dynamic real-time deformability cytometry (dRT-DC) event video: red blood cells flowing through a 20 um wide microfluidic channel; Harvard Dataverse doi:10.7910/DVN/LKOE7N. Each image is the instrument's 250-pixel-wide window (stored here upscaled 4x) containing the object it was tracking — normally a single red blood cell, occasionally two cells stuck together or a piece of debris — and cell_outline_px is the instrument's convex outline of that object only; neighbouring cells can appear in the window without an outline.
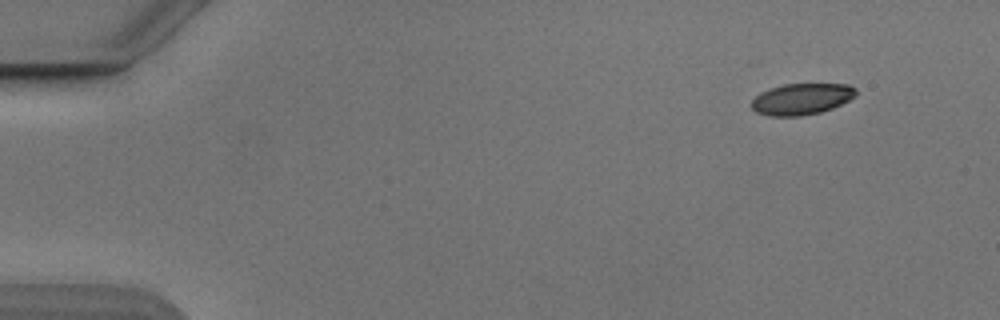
{"species": "Egyptian fruit bat (a non-hibernating species)", "species_latin": "Rousettus aegyptiacus", "temperature_condition": "cold", "stored_images_in_passage": 22, "camera_frame_rate_fps": 3000, "um_per_image_px": 0.085, "animal": {"sex": "male"}, "frame": {"image": 1, "passage_image": 1, "time_ms": 0.0, "image_size_px": [1000, 320], "cell_outline_px": [[856, 96], [832, 108], [820, 112], [800, 116], [768, 116], [756, 112], [752, 108], [752, 100], [760, 92], [784, 84], [848, 84], [856, 88]], "centroid_in_image_um": [68.13, 8.42], "position_along_channel_um": 16.9, "area_um2": 18.96}}
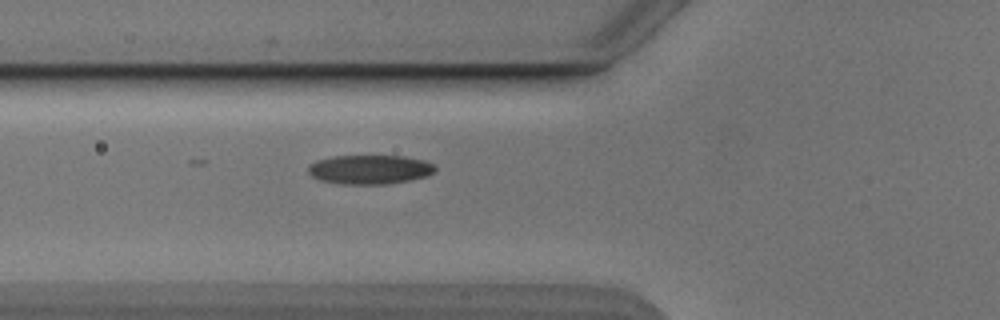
{"frame": {"image": 2, "passage_image": 16, "time_ms": 5.0, "image_size_px": [1000, 320], "cell_outline_px": [[436, 172], [428, 176], [388, 184], [344, 184], [320, 180], [312, 176], [308, 172], [308, 164], [316, 160], [332, 156], [404, 156], [424, 160], [436, 164]], "centroid_in_image_um": [31.45, 14.4], "position_along_channel_um": 94.3, "area_um2": 21.79}}
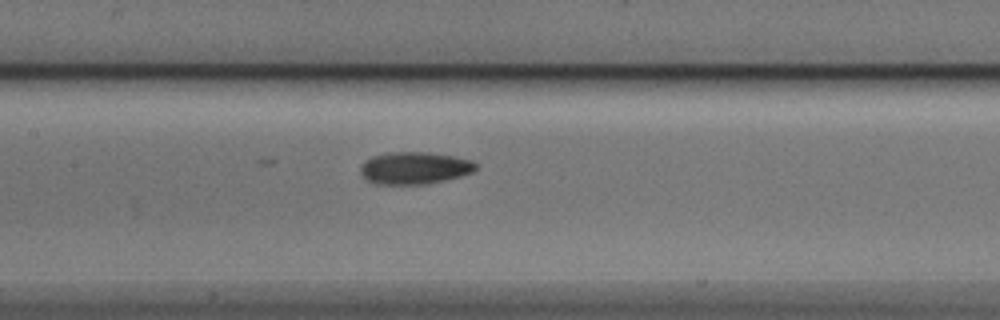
{"frame": {"image": 3, "passage_image": 22, "time_ms": 7.0, "image_size_px": [1000, 320], "cell_outline_px": [[476, 168], [472, 172], [460, 176], [444, 180], [424, 184], [376, 184], [368, 180], [360, 172], [360, 164], [364, 160], [372, 156], [388, 152], [428, 152], [452, 156], [472, 160], [476, 164]], "centroid_in_image_um": [35.2, 14.27], "position_along_channel_um": 172.2, "area_um2": 21.62}}